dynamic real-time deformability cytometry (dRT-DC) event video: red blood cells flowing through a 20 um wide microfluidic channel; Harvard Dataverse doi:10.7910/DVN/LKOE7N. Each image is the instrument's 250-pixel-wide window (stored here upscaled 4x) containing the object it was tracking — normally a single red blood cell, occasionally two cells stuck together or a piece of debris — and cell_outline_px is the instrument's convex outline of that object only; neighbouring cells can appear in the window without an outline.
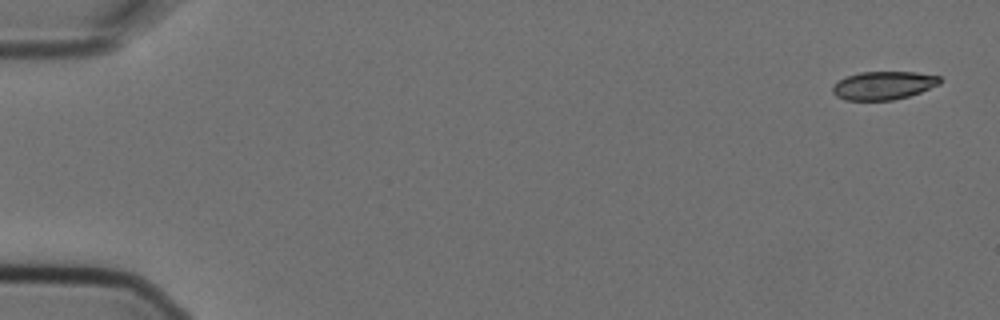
{"species": "Egyptian fruit bat (a non-hibernating species)", "species_latin": "Rousettus aegyptiacus", "temperature_condition": "cold", "stored_images_in_passage": 4, "camera_frame_rate_fps": 3000, "um_per_image_px": 0.085, "animal": {"sex": "female"}, "frame": {"image": 1, "passage_image": 1, "time_ms": 0.0, "image_size_px": [1000, 320], "cell_outline_px": [[940, 84], [920, 92], [908, 96], [892, 100], [844, 100], [836, 96], [832, 92], [832, 84], [848, 76], [860, 72], [916, 72], [940, 76]], "centroid_in_image_um": [75.07, 7.26], "position_along_channel_um": 9.9, "area_um2": 17.63}}